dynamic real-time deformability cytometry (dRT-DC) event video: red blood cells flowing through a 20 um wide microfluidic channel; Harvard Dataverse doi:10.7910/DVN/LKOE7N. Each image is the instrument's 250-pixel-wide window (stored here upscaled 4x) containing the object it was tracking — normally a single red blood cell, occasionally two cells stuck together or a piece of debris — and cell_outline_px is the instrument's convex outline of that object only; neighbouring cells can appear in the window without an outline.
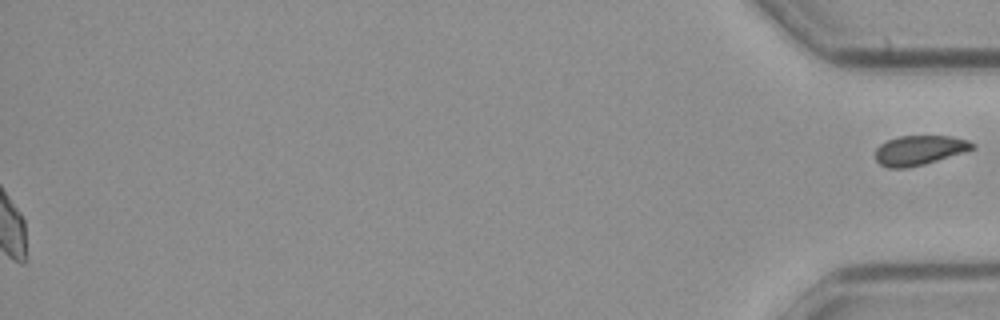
{"species": "common noctule bat (a hibernating species)", "species_latin": "Nyctalus noctula", "temperature_condition": "cold", "stored_images_in_passage": 41, "segment_of_instrument_passage": [2, 2], "camera_frame_rate_fps": 3000, "um_per_image_px": 0.085, "animal": {"sex": "male", "body_mass_g": 23.1, "forearm_length_mm": 52.7}, "frame": {"image": 1, "passage_image": 41, "time_ms": 13.333, "image_size_px": [1000, 320], "cell_outline_px": [[976, 148], [964, 152], [924, 164], [908, 168], [888, 168], [880, 164], [876, 160], [876, 148], [880, 144], [896, 136], [952, 136], [968, 140], [976, 144]], "centroid_in_image_um": [78.16, 12.76], "position_along_channel_um": 357.0, "area_um2": 16.82}}